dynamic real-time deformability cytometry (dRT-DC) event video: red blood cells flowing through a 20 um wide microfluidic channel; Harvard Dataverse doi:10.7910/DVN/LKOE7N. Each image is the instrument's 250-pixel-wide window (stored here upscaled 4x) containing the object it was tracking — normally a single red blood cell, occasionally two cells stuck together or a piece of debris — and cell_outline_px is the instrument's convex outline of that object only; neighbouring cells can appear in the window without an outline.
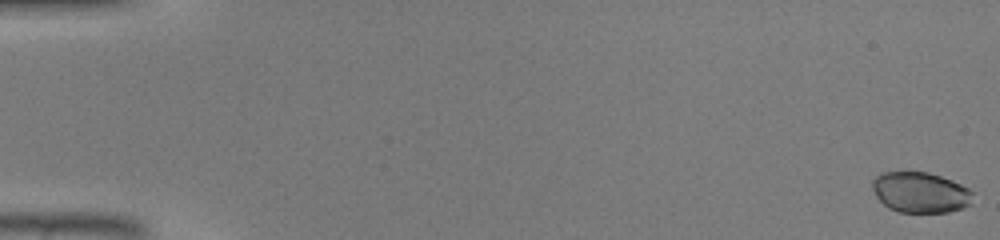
{"species": "common noctule bat (a hibernating species)", "species_latin": "Nyctalus noctula", "temperature_condition": "warm", "stored_images_in_passage": 46, "camera_frame_rate_fps": 3000, "um_per_image_px": 0.085, "animal": {"sex": "male", "body_mass_g": 19.0, "forearm_length_mm": 50.8}, "frame": {"image": 1, "passage_image": 1, "time_ms": 0.0, "image_size_px": [1000, 240], "cell_outline_px": [[972, 204], [964, 208], [948, 212], [900, 212], [888, 208], [876, 196], [872, 188], [872, 180], [880, 172], [928, 172], [952, 180], [968, 188], [972, 192]], "centroid_in_image_um": [78.23, 16.35], "position_along_channel_um": 6.8, "area_um2": 23.87}}
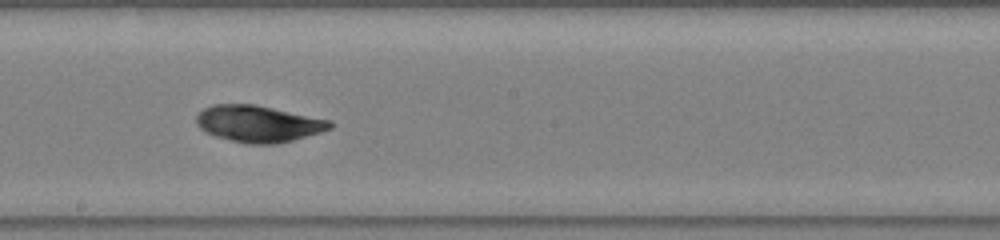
{"frame": {"image": 2, "passage_image": 27, "time_ms": 8.667, "image_size_px": [1000, 240], "cell_outline_px": [[332, 128], [320, 132], [292, 140], [276, 144], [248, 144], [216, 136], [200, 128], [196, 124], [196, 116], [204, 108], [212, 104], [256, 104], [332, 120]], "centroid_in_image_um": [21.97, 10.5], "position_along_channel_um": 226.2, "area_um2": 28.44}}
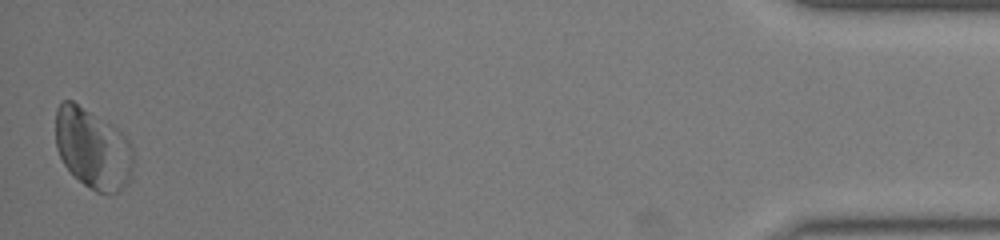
{"frame": {"image": 3, "passage_image": 46, "time_ms": 15.0, "image_size_px": [1000, 240], "cell_outline_px": [[132, 172], [128, 180], [116, 192], [96, 192], [84, 184], [64, 164], [56, 148], [56, 108], [60, 100], [72, 100], [112, 124], [132, 144]], "centroid_in_image_um": [7.86, 12.58], "position_along_channel_um": 427.3, "area_um2": 36.01}}